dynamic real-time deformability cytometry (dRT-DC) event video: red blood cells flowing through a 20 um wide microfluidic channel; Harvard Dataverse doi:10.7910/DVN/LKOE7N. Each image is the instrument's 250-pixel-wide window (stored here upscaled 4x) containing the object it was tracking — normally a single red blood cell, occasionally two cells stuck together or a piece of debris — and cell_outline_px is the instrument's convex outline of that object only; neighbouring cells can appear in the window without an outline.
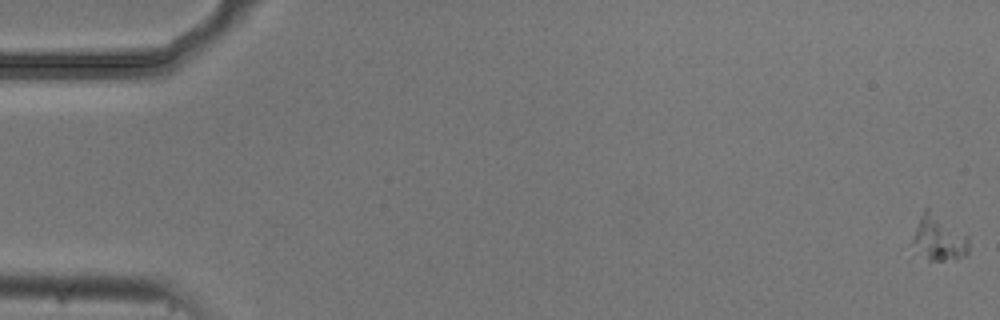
{"species": "common noctule bat (a hibernating species)", "species_latin": "Nyctalus noctula", "temperature_condition": "cold", "stored_images_in_passage": 53, "camera_frame_rate_fps": 3000, "um_per_image_px": 0.085, "animal": {"sex": "male", "body_mass_g": 20.5, "forearm_length_mm": 52.5}, "frame": {"image": 1, "passage_image": 1, "time_ms": 0.0, "image_size_px": [1000, 320], "cell_outline_px": [[968, 256], [944, 260], [928, 260], [916, 240], [916, 228], [920, 216], [924, 208], [928, 208], [968, 236]], "centroid_in_image_um": [79.91, 20.21], "position_along_channel_um": 5.1, "area_um2": 13.76}}
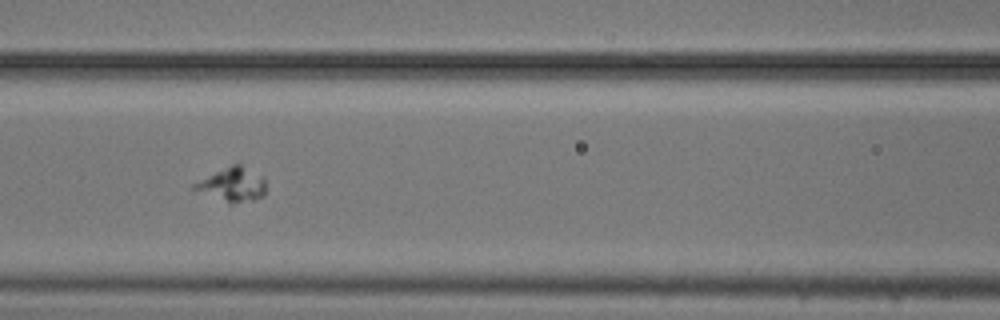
{"frame": {"image": 2, "passage_image": 25, "time_ms": 8.0, "image_size_px": [1000, 320], "cell_outline_px": [[264, 196], [252, 200], [232, 204], [228, 204], [192, 188], [192, 184], [232, 164], [240, 164], [264, 176]], "centroid_in_image_um": [19.78, 15.7], "position_along_channel_um": 146.8, "area_um2": 13.99}}
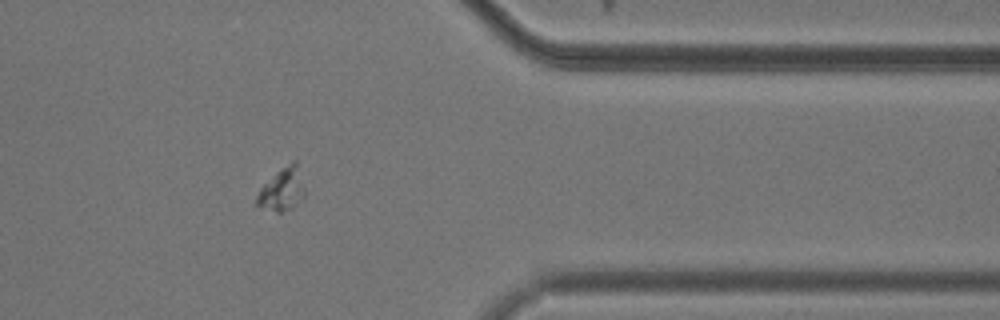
{"frame": {"image": 3, "passage_image": 46, "time_ms": 15.0, "image_size_px": [1000, 320], "cell_outline_px": [[300, 184], [296, 204], [292, 208], [280, 212], [276, 212], [256, 204], [256, 196], [260, 188], [280, 168], [292, 160], [296, 160]], "centroid_in_image_um": [23.85, 16.09], "position_along_channel_um": 387.5, "area_um2": 10.87}}